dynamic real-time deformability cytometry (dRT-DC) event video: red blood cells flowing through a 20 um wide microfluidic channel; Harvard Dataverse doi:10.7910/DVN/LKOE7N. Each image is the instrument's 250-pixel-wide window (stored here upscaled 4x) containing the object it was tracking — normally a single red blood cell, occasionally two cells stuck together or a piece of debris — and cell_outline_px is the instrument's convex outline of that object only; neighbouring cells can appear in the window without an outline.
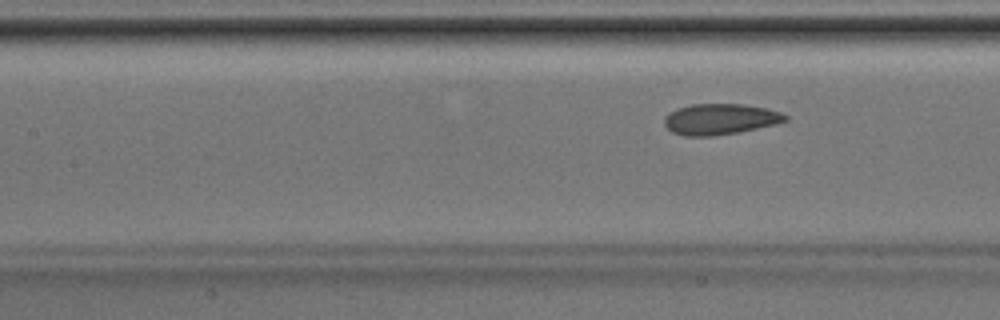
{"species": "Egyptian fruit bat (a non-hibernating species)", "species_latin": "Rousettus aegyptiacus", "temperature_condition": "room temperature", "stored_images_in_passage": 5, "camera_frame_rate_fps": 3000, "um_per_image_px": 0.085, "animal": {"sex": "male"}, "frame": {"image": 1, "passage_image": 5, "time_ms": 1.333, "image_size_px": [1000, 320], "cell_outline_px": [[788, 120], [776, 124], [736, 132], [712, 136], [684, 136], [672, 132], [664, 124], [664, 116], [680, 108], [692, 104], [744, 104], [768, 108], [780, 112], [788, 116]], "centroid_in_image_um": [61.23, 10.12], "position_along_channel_um": 146.2, "area_um2": 21.62}}